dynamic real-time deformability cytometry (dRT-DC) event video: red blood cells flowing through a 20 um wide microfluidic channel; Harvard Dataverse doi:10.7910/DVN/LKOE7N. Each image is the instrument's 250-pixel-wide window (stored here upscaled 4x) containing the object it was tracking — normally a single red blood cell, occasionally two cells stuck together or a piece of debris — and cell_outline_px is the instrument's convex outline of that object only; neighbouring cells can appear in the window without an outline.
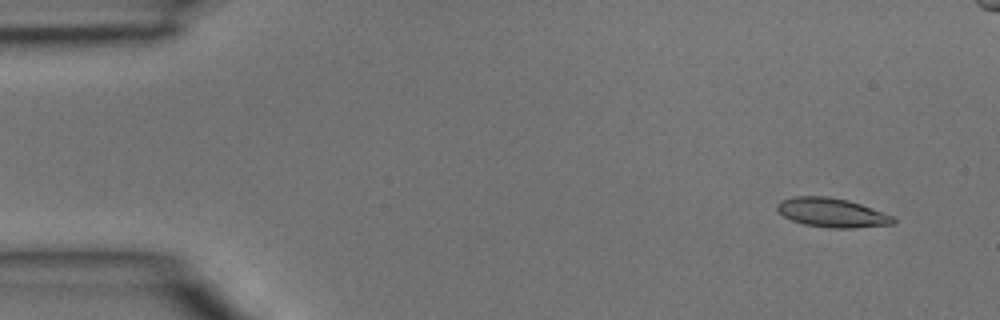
{"species": "common noctule bat (a hibernating species)", "species_latin": "Nyctalus noctula", "temperature_condition": "room temperature", "stored_images_in_passage": 4, "camera_frame_rate_fps": 3000, "um_per_image_px": 0.085, "animal": {"sex": "male", "body_mass_g": 15.6}, "frame": {"image": 1, "passage_image": 1, "time_ms": 0.0, "image_size_px": [1000, 320], "cell_outline_px": [[896, 220], [892, 224], [856, 228], [828, 228], [804, 224], [792, 220], [784, 216], [776, 208], [776, 204], [780, 200], [792, 196], [828, 196], [848, 200], [860, 204], [892, 216]], "centroid_in_image_um": [70.67, 18.07], "position_along_channel_um": 14.3, "area_um2": 19.65}}